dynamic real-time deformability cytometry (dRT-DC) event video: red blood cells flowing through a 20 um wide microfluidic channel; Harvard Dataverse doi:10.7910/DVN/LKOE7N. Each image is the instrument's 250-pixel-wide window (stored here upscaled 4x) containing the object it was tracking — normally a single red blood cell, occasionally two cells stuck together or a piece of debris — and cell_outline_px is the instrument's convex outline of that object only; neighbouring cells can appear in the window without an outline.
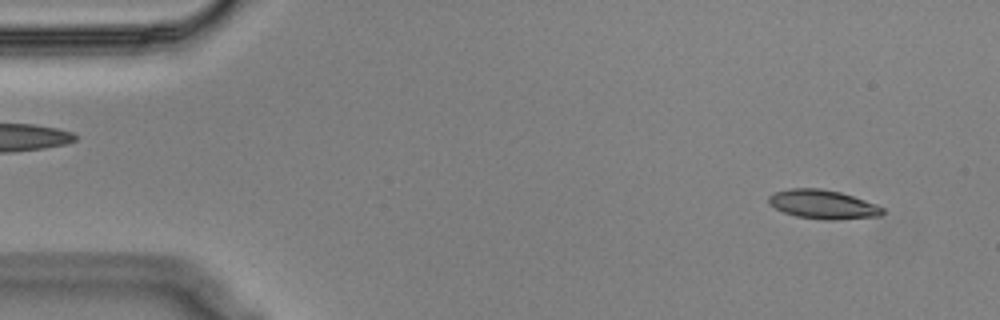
{"species": "Egyptian fruit bat (a non-hibernating species)", "species_latin": "Rousettus aegyptiacus", "temperature_condition": "cold", "stored_images_in_passage": 12, "camera_frame_rate_fps": 3000, "um_per_image_px": 0.085, "animal": {"sex": "male"}, "frame": {"image": 1, "passage_image": 3, "time_ms": 0.667, "image_size_px": [1000, 320], "cell_outline_px": [[884, 212], [880, 216], [832, 220], [824, 220], [796, 216], [784, 212], [776, 208], [768, 200], [768, 196], [772, 192], [788, 188], [820, 188], [840, 192], [876, 204], [884, 208]], "centroid_in_image_um": [69.94, 17.36], "position_along_channel_um": 15.1, "area_um2": 19.19}}